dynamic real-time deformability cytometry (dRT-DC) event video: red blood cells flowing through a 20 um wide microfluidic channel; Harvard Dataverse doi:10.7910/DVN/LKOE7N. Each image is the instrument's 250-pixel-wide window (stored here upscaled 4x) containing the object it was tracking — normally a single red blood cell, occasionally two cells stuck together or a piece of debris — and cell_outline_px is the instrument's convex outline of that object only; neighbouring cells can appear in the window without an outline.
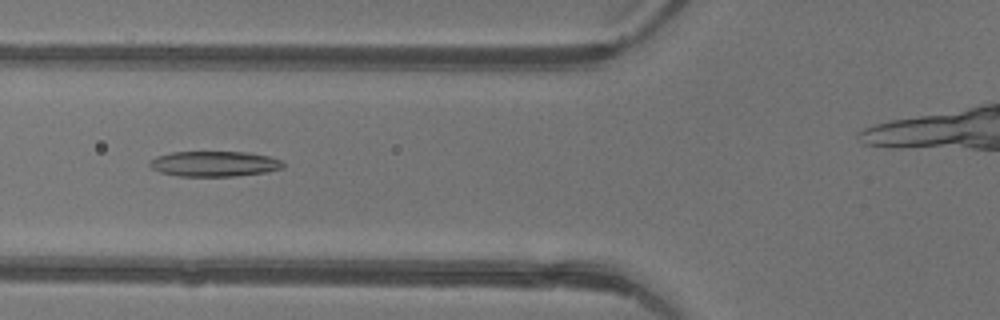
{"species": "common noctule bat (a hibernating species)", "species_latin": "Nyctalus noctula", "temperature_condition": "warm", "stored_images_in_passage": 42, "camera_frame_rate_fps": 3000, "um_per_image_px": 0.085, "animal": {"sex": "female"}, "frame": {"image": 1, "passage_image": 19, "time_ms": 6.0, "image_size_px": [1000, 320], "cell_outline_px": [[284, 168], [264, 172], [236, 176], [180, 176], [160, 172], [152, 168], [148, 164], [156, 156], [172, 152], [248, 152], [268, 156], [280, 160], [284, 164]], "centroid_in_image_um": [18.22, 13.92], "position_along_channel_um": 107.6, "area_um2": 19.59}}
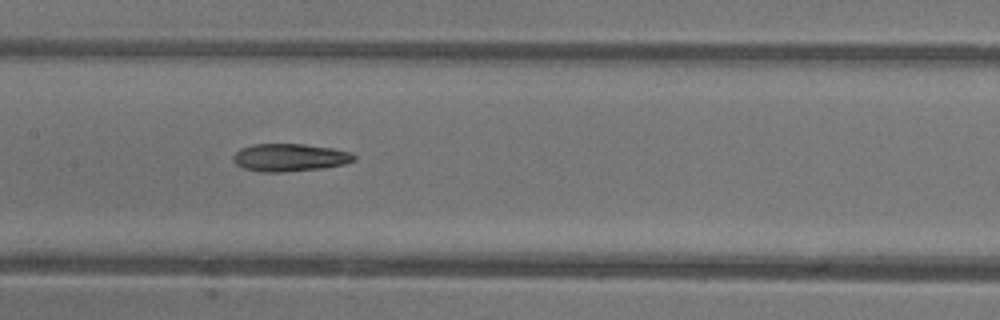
{"frame": {"image": 2, "passage_image": 24, "time_ms": 7.667, "image_size_px": [1000, 320], "cell_outline_px": [[356, 160], [344, 164], [320, 168], [284, 172], [260, 172], [244, 168], [236, 164], [232, 160], [232, 156], [240, 148], [252, 144], [304, 144], [332, 148], [352, 152], [356, 156]], "centroid_in_image_um": [24.62, 13.38], "position_along_channel_um": 182.8, "area_um2": 19.59}}
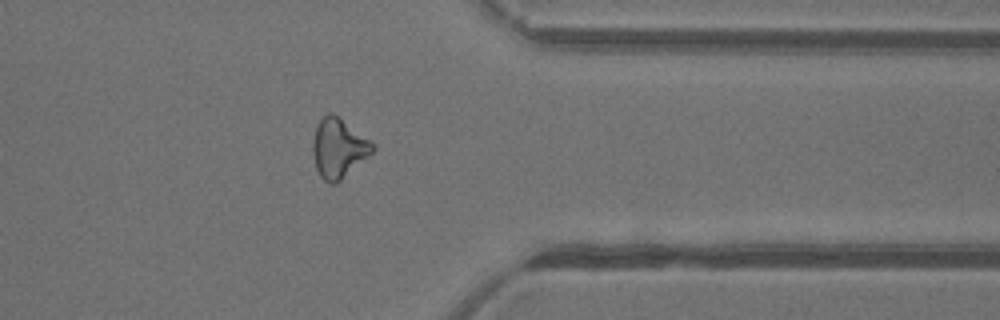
{"frame": {"image": 3, "passage_image": 38, "time_ms": 12.333, "image_size_px": [1000, 320], "cell_outline_px": [[376, 148], [368, 156], [336, 184], [328, 184], [320, 176], [316, 168], [312, 152], [312, 144], [316, 128], [320, 120], [328, 112], [332, 112], [376, 144]], "centroid_in_image_um": [28.77, 12.6], "position_along_channel_um": 382.6, "area_um2": 20.58}, "authors_computed_cell_mechanics": {"area_um2": 20.4323, "velocity_mm_per_s": 4.4816, "shape_relaxation_time_tau1_ms": 6.1439, "shape_relaxation_time_tau2_ms": 3.9312, "deformation_change_tau1": 0.2059, "deformation_change_tau2": 0.1371}}